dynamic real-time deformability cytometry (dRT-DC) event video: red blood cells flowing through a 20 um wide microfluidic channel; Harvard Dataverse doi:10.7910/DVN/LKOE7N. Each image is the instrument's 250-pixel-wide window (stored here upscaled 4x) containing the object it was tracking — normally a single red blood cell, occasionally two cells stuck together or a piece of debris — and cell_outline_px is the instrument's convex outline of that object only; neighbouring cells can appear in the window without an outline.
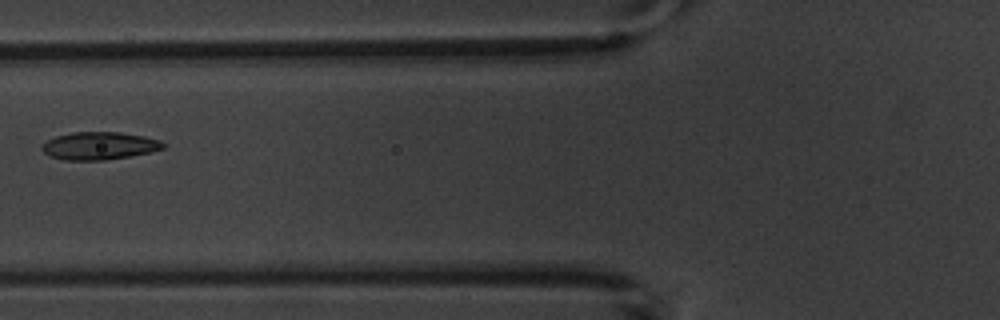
{"species": "common noctule bat (a hibernating species)", "species_latin": "Nyctalus noctula", "temperature_condition": "warm", "stored_images_in_passage": 4, "camera_frame_rate_fps": 3000, "um_per_image_px": 0.085, "animal": {"sex": "male", "body_mass_g": 20.1, "forearm_length_mm": 53.5}, "frame": {"image": 1, "passage_image": 4, "time_ms": 4.0, "image_size_px": [1000, 320], "cell_outline_px": [[168, 144], [164, 148], [152, 152], [104, 160], [64, 160], [52, 156], [44, 152], [40, 148], [48, 140], [56, 136], [72, 132], [120, 132], [144, 136], [160, 140]], "centroid_in_image_um": [8.49, 12.39], "position_along_channel_um": 117.3, "area_um2": 19.54}}